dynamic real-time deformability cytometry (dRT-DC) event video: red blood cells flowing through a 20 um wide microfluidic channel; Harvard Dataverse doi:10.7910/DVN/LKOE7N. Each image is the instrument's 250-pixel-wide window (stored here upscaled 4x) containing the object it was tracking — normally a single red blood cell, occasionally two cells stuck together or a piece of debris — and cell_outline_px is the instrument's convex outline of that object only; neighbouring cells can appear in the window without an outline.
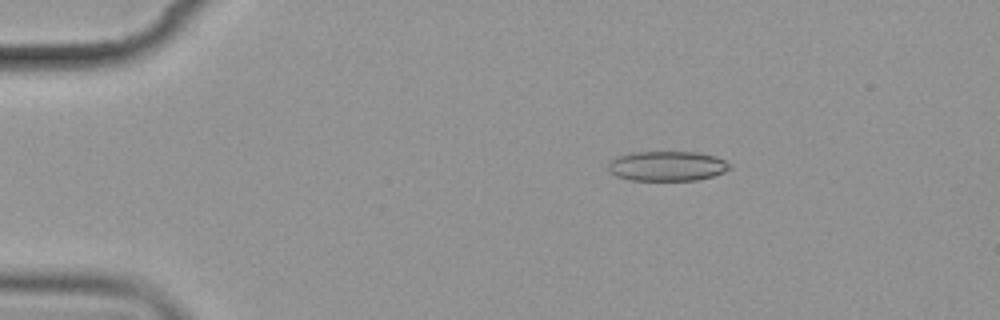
{"species": "common noctule bat (a hibernating species)", "species_latin": "Nyctalus noctula", "temperature_condition": "cold", "stored_images_in_passage": 3, "camera_frame_rate_fps": 3000, "um_per_image_px": 0.085, "animal": {"sex": "female", "body_mass_g": 19.9}, "frame": {"image": 1, "passage_image": 1, "time_ms": 0.0, "image_size_px": [1000, 320], "cell_outline_px": [[732, 168], [724, 172], [712, 176], [696, 180], [628, 180], [616, 176], [608, 172], [608, 164], [612, 160], [620, 156], [632, 152], [696, 152], [716, 156], [724, 160]], "centroid_in_image_um": [56.69, 14.12], "position_along_channel_um": 28.3, "area_um2": 21.1}}